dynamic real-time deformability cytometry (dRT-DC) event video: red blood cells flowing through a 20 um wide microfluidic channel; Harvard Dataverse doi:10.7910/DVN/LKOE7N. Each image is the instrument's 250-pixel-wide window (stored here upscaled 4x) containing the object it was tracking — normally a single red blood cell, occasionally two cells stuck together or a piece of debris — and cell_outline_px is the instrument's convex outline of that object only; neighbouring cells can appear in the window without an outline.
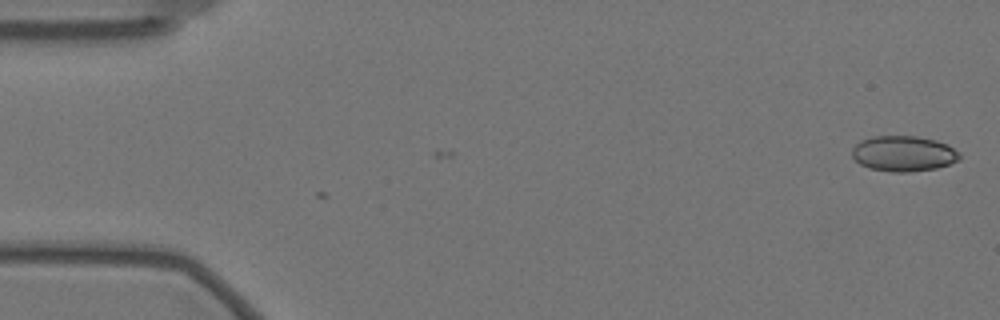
{"species": "Egyptian fruit bat (a non-hibernating species)", "species_latin": "Rousettus aegyptiacus", "temperature_condition": "warm", "stored_images_in_passage": 2, "camera_frame_rate_fps": 3000, "um_per_image_px": 0.085, "animal": {"sex": "female"}, "frame": {"image": 1, "passage_image": 1, "time_ms": 0.0, "image_size_px": [1000, 320], "cell_outline_px": [[960, 160], [936, 168], [908, 172], [892, 172], [868, 168], [860, 164], [852, 156], [852, 148], [860, 140], [872, 136], [916, 136], [936, 140], [948, 144], [960, 152]], "centroid_in_image_um": [76.8, 13.05], "position_along_channel_um": 8.2, "area_um2": 22.43}}